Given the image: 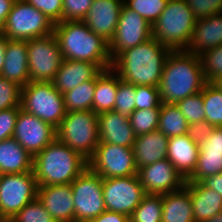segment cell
<instances>
[{
  "label": "cell",
  "mask_w": 222,
  "mask_h": 222,
  "mask_svg": "<svg viewBox=\"0 0 222 222\" xmlns=\"http://www.w3.org/2000/svg\"><path fill=\"white\" fill-rule=\"evenodd\" d=\"M170 52L152 37L121 52L113 60L112 69L126 83L159 88L163 66Z\"/></svg>",
  "instance_id": "6da1fadb"
},
{
  "label": "cell",
  "mask_w": 222,
  "mask_h": 222,
  "mask_svg": "<svg viewBox=\"0 0 222 222\" xmlns=\"http://www.w3.org/2000/svg\"><path fill=\"white\" fill-rule=\"evenodd\" d=\"M206 83L200 56L186 50L171 51L159 85L162 103L177 104L201 92Z\"/></svg>",
  "instance_id": "7a4b0ae2"
},
{
  "label": "cell",
  "mask_w": 222,
  "mask_h": 222,
  "mask_svg": "<svg viewBox=\"0 0 222 222\" xmlns=\"http://www.w3.org/2000/svg\"><path fill=\"white\" fill-rule=\"evenodd\" d=\"M63 59L98 64L103 70L112 68L109 42L91 31L83 21L54 24Z\"/></svg>",
  "instance_id": "3957f363"
},
{
  "label": "cell",
  "mask_w": 222,
  "mask_h": 222,
  "mask_svg": "<svg viewBox=\"0 0 222 222\" xmlns=\"http://www.w3.org/2000/svg\"><path fill=\"white\" fill-rule=\"evenodd\" d=\"M88 161L57 138L33 157V173L38 186L71 184Z\"/></svg>",
  "instance_id": "277c9868"
},
{
  "label": "cell",
  "mask_w": 222,
  "mask_h": 222,
  "mask_svg": "<svg viewBox=\"0 0 222 222\" xmlns=\"http://www.w3.org/2000/svg\"><path fill=\"white\" fill-rule=\"evenodd\" d=\"M196 20L185 0H169L152 25V36L171 51L186 50Z\"/></svg>",
  "instance_id": "5b68a950"
},
{
  "label": "cell",
  "mask_w": 222,
  "mask_h": 222,
  "mask_svg": "<svg viewBox=\"0 0 222 222\" xmlns=\"http://www.w3.org/2000/svg\"><path fill=\"white\" fill-rule=\"evenodd\" d=\"M56 138L88 161L100 142L98 115L89 110L66 112L56 128Z\"/></svg>",
  "instance_id": "8992f818"
},
{
  "label": "cell",
  "mask_w": 222,
  "mask_h": 222,
  "mask_svg": "<svg viewBox=\"0 0 222 222\" xmlns=\"http://www.w3.org/2000/svg\"><path fill=\"white\" fill-rule=\"evenodd\" d=\"M21 108L54 128L66 115L64 96L52 82H29L21 88Z\"/></svg>",
  "instance_id": "52a82bcc"
},
{
  "label": "cell",
  "mask_w": 222,
  "mask_h": 222,
  "mask_svg": "<svg viewBox=\"0 0 222 222\" xmlns=\"http://www.w3.org/2000/svg\"><path fill=\"white\" fill-rule=\"evenodd\" d=\"M54 32V24L25 0H15L1 33L8 39L31 40Z\"/></svg>",
  "instance_id": "ba28073f"
},
{
  "label": "cell",
  "mask_w": 222,
  "mask_h": 222,
  "mask_svg": "<svg viewBox=\"0 0 222 222\" xmlns=\"http://www.w3.org/2000/svg\"><path fill=\"white\" fill-rule=\"evenodd\" d=\"M38 183L33 171L3 174L0 180V222H9L37 198Z\"/></svg>",
  "instance_id": "9c48e42d"
},
{
  "label": "cell",
  "mask_w": 222,
  "mask_h": 222,
  "mask_svg": "<svg viewBox=\"0 0 222 222\" xmlns=\"http://www.w3.org/2000/svg\"><path fill=\"white\" fill-rule=\"evenodd\" d=\"M74 222H90L106 210L103 179L86 168L72 183Z\"/></svg>",
  "instance_id": "30bf717a"
},
{
  "label": "cell",
  "mask_w": 222,
  "mask_h": 222,
  "mask_svg": "<svg viewBox=\"0 0 222 222\" xmlns=\"http://www.w3.org/2000/svg\"><path fill=\"white\" fill-rule=\"evenodd\" d=\"M30 82H52L63 61L55 33L27 40Z\"/></svg>",
  "instance_id": "8fae6325"
},
{
  "label": "cell",
  "mask_w": 222,
  "mask_h": 222,
  "mask_svg": "<svg viewBox=\"0 0 222 222\" xmlns=\"http://www.w3.org/2000/svg\"><path fill=\"white\" fill-rule=\"evenodd\" d=\"M88 168L102 179L137 175L132 147L99 142Z\"/></svg>",
  "instance_id": "7c38bea8"
},
{
  "label": "cell",
  "mask_w": 222,
  "mask_h": 222,
  "mask_svg": "<svg viewBox=\"0 0 222 222\" xmlns=\"http://www.w3.org/2000/svg\"><path fill=\"white\" fill-rule=\"evenodd\" d=\"M102 190L106 210L127 216L147 195L138 175L103 179Z\"/></svg>",
  "instance_id": "4fadbf2b"
},
{
  "label": "cell",
  "mask_w": 222,
  "mask_h": 222,
  "mask_svg": "<svg viewBox=\"0 0 222 222\" xmlns=\"http://www.w3.org/2000/svg\"><path fill=\"white\" fill-rule=\"evenodd\" d=\"M152 37V24L123 4L115 34L109 41L112 61L124 50L142 44Z\"/></svg>",
  "instance_id": "5bb4252c"
},
{
  "label": "cell",
  "mask_w": 222,
  "mask_h": 222,
  "mask_svg": "<svg viewBox=\"0 0 222 222\" xmlns=\"http://www.w3.org/2000/svg\"><path fill=\"white\" fill-rule=\"evenodd\" d=\"M13 138L34 157L56 138V128L20 108Z\"/></svg>",
  "instance_id": "9a60e30c"
},
{
  "label": "cell",
  "mask_w": 222,
  "mask_h": 222,
  "mask_svg": "<svg viewBox=\"0 0 222 222\" xmlns=\"http://www.w3.org/2000/svg\"><path fill=\"white\" fill-rule=\"evenodd\" d=\"M137 175L146 194L163 195L178 191L186 182L167 158L139 168Z\"/></svg>",
  "instance_id": "2e32d148"
},
{
  "label": "cell",
  "mask_w": 222,
  "mask_h": 222,
  "mask_svg": "<svg viewBox=\"0 0 222 222\" xmlns=\"http://www.w3.org/2000/svg\"><path fill=\"white\" fill-rule=\"evenodd\" d=\"M123 0H93L83 22L109 42L116 31Z\"/></svg>",
  "instance_id": "e0dca14e"
},
{
  "label": "cell",
  "mask_w": 222,
  "mask_h": 222,
  "mask_svg": "<svg viewBox=\"0 0 222 222\" xmlns=\"http://www.w3.org/2000/svg\"><path fill=\"white\" fill-rule=\"evenodd\" d=\"M37 198L56 222H74L71 184L38 186Z\"/></svg>",
  "instance_id": "ac0fdd59"
},
{
  "label": "cell",
  "mask_w": 222,
  "mask_h": 222,
  "mask_svg": "<svg viewBox=\"0 0 222 222\" xmlns=\"http://www.w3.org/2000/svg\"><path fill=\"white\" fill-rule=\"evenodd\" d=\"M222 172V128L215 127L210 136L199 145L197 165L186 181L202 179Z\"/></svg>",
  "instance_id": "d6986e66"
},
{
  "label": "cell",
  "mask_w": 222,
  "mask_h": 222,
  "mask_svg": "<svg viewBox=\"0 0 222 222\" xmlns=\"http://www.w3.org/2000/svg\"><path fill=\"white\" fill-rule=\"evenodd\" d=\"M98 135L102 143L125 147H132L136 138L128 117L114 110L98 114Z\"/></svg>",
  "instance_id": "ffe728a7"
},
{
  "label": "cell",
  "mask_w": 222,
  "mask_h": 222,
  "mask_svg": "<svg viewBox=\"0 0 222 222\" xmlns=\"http://www.w3.org/2000/svg\"><path fill=\"white\" fill-rule=\"evenodd\" d=\"M103 69L95 63L63 59L54 80V87L62 94L88 80H96Z\"/></svg>",
  "instance_id": "44dd1931"
},
{
  "label": "cell",
  "mask_w": 222,
  "mask_h": 222,
  "mask_svg": "<svg viewBox=\"0 0 222 222\" xmlns=\"http://www.w3.org/2000/svg\"><path fill=\"white\" fill-rule=\"evenodd\" d=\"M0 76L23 88L30 82L27 40L8 39Z\"/></svg>",
  "instance_id": "7402d4cb"
},
{
  "label": "cell",
  "mask_w": 222,
  "mask_h": 222,
  "mask_svg": "<svg viewBox=\"0 0 222 222\" xmlns=\"http://www.w3.org/2000/svg\"><path fill=\"white\" fill-rule=\"evenodd\" d=\"M219 45H222V13L197 19L186 51L200 56Z\"/></svg>",
  "instance_id": "603a6c76"
},
{
  "label": "cell",
  "mask_w": 222,
  "mask_h": 222,
  "mask_svg": "<svg viewBox=\"0 0 222 222\" xmlns=\"http://www.w3.org/2000/svg\"><path fill=\"white\" fill-rule=\"evenodd\" d=\"M199 153V145L187 134L168 138L167 159L187 180L194 172Z\"/></svg>",
  "instance_id": "cb8c5ba5"
},
{
  "label": "cell",
  "mask_w": 222,
  "mask_h": 222,
  "mask_svg": "<svg viewBox=\"0 0 222 222\" xmlns=\"http://www.w3.org/2000/svg\"><path fill=\"white\" fill-rule=\"evenodd\" d=\"M168 137L159 130L139 135L132 146L136 167L167 158Z\"/></svg>",
  "instance_id": "d4e9b609"
},
{
  "label": "cell",
  "mask_w": 222,
  "mask_h": 222,
  "mask_svg": "<svg viewBox=\"0 0 222 222\" xmlns=\"http://www.w3.org/2000/svg\"><path fill=\"white\" fill-rule=\"evenodd\" d=\"M190 193L194 222H202L222 212V196L201 182L186 181L184 186Z\"/></svg>",
  "instance_id": "484cf974"
},
{
  "label": "cell",
  "mask_w": 222,
  "mask_h": 222,
  "mask_svg": "<svg viewBox=\"0 0 222 222\" xmlns=\"http://www.w3.org/2000/svg\"><path fill=\"white\" fill-rule=\"evenodd\" d=\"M33 171V157L14 139L0 141V172L16 174Z\"/></svg>",
  "instance_id": "4316f807"
},
{
  "label": "cell",
  "mask_w": 222,
  "mask_h": 222,
  "mask_svg": "<svg viewBox=\"0 0 222 222\" xmlns=\"http://www.w3.org/2000/svg\"><path fill=\"white\" fill-rule=\"evenodd\" d=\"M162 222H194L189 191L183 187L162 195Z\"/></svg>",
  "instance_id": "83f0119b"
},
{
  "label": "cell",
  "mask_w": 222,
  "mask_h": 222,
  "mask_svg": "<svg viewBox=\"0 0 222 222\" xmlns=\"http://www.w3.org/2000/svg\"><path fill=\"white\" fill-rule=\"evenodd\" d=\"M119 75L112 68L103 70L96 78V87L93 98V112L101 114L114 110Z\"/></svg>",
  "instance_id": "f1b7e54d"
},
{
  "label": "cell",
  "mask_w": 222,
  "mask_h": 222,
  "mask_svg": "<svg viewBox=\"0 0 222 222\" xmlns=\"http://www.w3.org/2000/svg\"><path fill=\"white\" fill-rule=\"evenodd\" d=\"M188 123L176 104L162 103L158 128L168 138L187 134Z\"/></svg>",
  "instance_id": "f546056e"
},
{
  "label": "cell",
  "mask_w": 222,
  "mask_h": 222,
  "mask_svg": "<svg viewBox=\"0 0 222 222\" xmlns=\"http://www.w3.org/2000/svg\"><path fill=\"white\" fill-rule=\"evenodd\" d=\"M96 80H88L63 94L66 112L93 111Z\"/></svg>",
  "instance_id": "4dcf8cb0"
},
{
  "label": "cell",
  "mask_w": 222,
  "mask_h": 222,
  "mask_svg": "<svg viewBox=\"0 0 222 222\" xmlns=\"http://www.w3.org/2000/svg\"><path fill=\"white\" fill-rule=\"evenodd\" d=\"M205 120L214 127H222V92L212 83L207 82L202 90Z\"/></svg>",
  "instance_id": "1f68e13d"
},
{
  "label": "cell",
  "mask_w": 222,
  "mask_h": 222,
  "mask_svg": "<svg viewBox=\"0 0 222 222\" xmlns=\"http://www.w3.org/2000/svg\"><path fill=\"white\" fill-rule=\"evenodd\" d=\"M162 195L147 194L130 215V222H162Z\"/></svg>",
  "instance_id": "d6a6232c"
},
{
  "label": "cell",
  "mask_w": 222,
  "mask_h": 222,
  "mask_svg": "<svg viewBox=\"0 0 222 222\" xmlns=\"http://www.w3.org/2000/svg\"><path fill=\"white\" fill-rule=\"evenodd\" d=\"M160 110L161 108L136 109L131 113L128 119L136 137L157 130Z\"/></svg>",
  "instance_id": "836d02e7"
},
{
  "label": "cell",
  "mask_w": 222,
  "mask_h": 222,
  "mask_svg": "<svg viewBox=\"0 0 222 222\" xmlns=\"http://www.w3.org/2000/svg\"><path fill=\"white\" fill-rule=\"evenodd\" d=\"M169 0H123V4L137 12L150 24L159 18Z\"/></svg>",
  "instance_id": "e575fe53"
},
{
  "label": "cell",
  "mask_w": 222,
  "mask_h": 222,
  "mask_svg": "<svg viewBox=\"0 0 222 222\" xmlns=\"http://www.w3.org/2000/svg\"><path fill=\"white\" fill-rule=\"evenodd\" d=\"M206 82L222 76V45L213 47L200 55Z\"/></svg>",
  "instance_id": "d590c367"
},
{
  "label": "cell",
  "mask_w": 222,
  "mask_h": 222,
  "mask_svg": "<svg viewBox=\"0 0 222 222\" xmlns=\"http://www.w3.org/2000/svg\"><path fill=\"white\" fill-rule=\"evenodd\" d=\"M176 105L186 118L188 124H194L205 120L202 91L180 100Z\"/></svg>",
  "instance_id": "8d00e7d4"
},
{
  "label": "cell",
  "mask_w": 222,
  "mask_h": 222,
  "mask_svg": "<svg viewBox=\"0 0 222 222\" xmlns=\"http://www.w3.org/2000/svg\"><path fill=\"white\" fill-rule=\"evenodd\" d=\"M135 97V85L121 80L118 83L114 111L129 118L135 110Z\"/></svg>",
  "instance_id": "74e56055"
},
{
  "label": "cell",
  "mask_w": 222,
  "mask_h": 222,
  "mask_svg": "<svg viewBox=\"0 0 222 222\" xmlns=\"http://www.w3.org/2000/svg\"><path fill=\"white\" fill-rule=\"evenodd\" d=\"M9 222H56L38 198L29 202Z\"/></svg>",
  "instance_id": "f35d334b"
},
{
  "label": "cell",
  "mask_w": 222,
  "mask_h": 222,
  "mask_svg": "<svg viewBox=\"0 0 222 222\" xmlns=\"http://www.w3.org/2000/svg\"><path fill=\"white\" fill-rule=\"evenodd\" d=\"M21 107V87L0 76V111Z\"/></svg>",
  "instance_id": "ab89813d"
},
{
  "label": "cell",
  "mask_w": 222,
  "mask_h": 222,
  "mask_svg": "<svg viewBox=\"0 0 222 222\" xmlns=\"http://www.w3.org/2000/svg\"><path fill=\"white\" fill-rule=\"evenodd\" d=\"M135 110L161 108L162 100L159 88L154 86H135Z\"/></svg>",
  "instance_id": "60d3db41"
},
{
  "label": "cell",
  "mask_w": 222,
  "mask_h": 222,
  "mask_svg": "<svg viewBox=\"0 0 222 222\" xmlns=\"http://www.w3.org/2000/svg\"><path fill=\"white\" fill-rule=\"evenodd\" d=\"M93 0H63L62 22L83 21Z\"/></svg>",
  "instance_id": "b9f144b4"
},
{
  "label": "cell",
  "mask_w": 222,
  "mask_h": 222,
  "mask_svg": "<svg viewBox=\"0 0 222 222\" xmlns=\"http://www.w3.org/2000/svg\"><path fill=\"white\" fill-rule=\"evenodd\" d=\"M42 11L53 24L62 22L63 0H25Z\"/></svg>",
  "instance_id": "7bdbcfd3"
},
{
  "label": "cell",
  "mask_w": 222,
  "mask_h": 222,
  "mask_svg": "<svg viewBox=\"0 0 222 222\" xmlns=\"http://www.w3.org/2000/svg\"><path fill=\"white\" fill-rule=\"evenodd\" d=\"M194 16L208 17L212 14L222 13V0H185Z\"/></svg>",
  "instance_id": "ee69618b"
},
{
  "label": "cell",
  "mask_w": 222,
  "mask_h": 222,
  "mask_svg": "<svg viewBox=\"0 0 222 222\" xmlns=\"http://www.w3.org/2000/svg\"><path fill=\"white\" fill-rule=\"evenodd\" d=\"M21 107L0 111V141L13 138L16 119Z\"/></svg>",
  "instance_id": "f6af8a7d"
},
{
  "label": "cell",
  "mask_w": 222,
  "mask_h": 222,
  "mask_svg": "<svg viewBox=\"0 0 222 222\" xmlns=\"http://www.w3.org/2000/svg\"><path fill=\"white\" fill-rule=\"evenodd\" d=\"M214 128L208 121L203 120L198 123L188 124L187 135L193 142L200 145L210 136Z\"/></svg>",
  "instance_id": "bcb514c9"
},
{
  "label": "cell",
  "mask_w": 222,
  "mask_h": 222,
  "mask_svg": "<svg viewBox=\"0 0 222 222\" xmlns=\"http://www.w3.org/2000/svg\"><path fill=\"white\" fill-rule=\"evenodd\" d=\"M90 222H130V216L105 210Z\"/></svg>",
  "instance_id": "7dc6e473"
},
{
  "label": "cell",
  "mask_w": 222,
  "mask_h": 222,
  "mask_svg": "<svg viewBox=\"0 0 222 222\" xmlns=\"http://www.w3.org/2000/svg\"><path fill=\"white\" fill-rule=\"evenodd\" d=\"M205 187L213 189L222 196V172L208 176L200 181Z\"/></svg>",
  "instance_id": "c3c4849f"
},
{
  "label": "cell",
  "mask_w": 222,
  "mask_h": 222,
  "mask_svg": "<svg viewBox=\"0 0 222 222\" xmlns=\"http://www.w3.org/2000/svg\"><path fill=\"white\" fill-rule=\"evenodd\" d=\"M15 0H0V32L6 22Z\"/></svg>",
  "instance_id": "681fc988"
},
{
  "label": "cell",
  "mask_w": 222,
  "mask_h": 222,
  "mask_svg": "<svg viewBox=\"0 0 222 222\" xmlns=\"http://www.w3.org/2000/svg\"><path fill=\"white\" fill-rule=\"evenodd\" d=\"M6 47L7 38L0 32V74L4 66Z\"/></svg>",
  "instance_id": "f907efd6"
},
{
  "label": "cell",
  "mask_w": 222,
  "mask_h": 222,
  "mask_svg": "<svg viewBox=\"0 0 222 222\" xmlns=\"http://www.w3.org/2000/svg\"><path fill=\"white\" fill-rule=\"evenodd\" d=\"M202 222H222V212L216 214L214 217L208 219V220H205V221H202Z\"/></svg>",
  "instance_id": "816d5d0a"
},
{
  "label": "cell",
  "mask_w": 222,
  "mask_h": 222,
  "mask_svg": "<svg viewBox=\"0 0 222 222\" xmlns=\"http://www.w3.org/2000/svg\"><path fill=\"white\" fill-rule=\"evenodd\" d=\"M222 92V76L212 82Z\"/></svg>",
  "instance_id": "f5cc1de1"
}]
</instances>
